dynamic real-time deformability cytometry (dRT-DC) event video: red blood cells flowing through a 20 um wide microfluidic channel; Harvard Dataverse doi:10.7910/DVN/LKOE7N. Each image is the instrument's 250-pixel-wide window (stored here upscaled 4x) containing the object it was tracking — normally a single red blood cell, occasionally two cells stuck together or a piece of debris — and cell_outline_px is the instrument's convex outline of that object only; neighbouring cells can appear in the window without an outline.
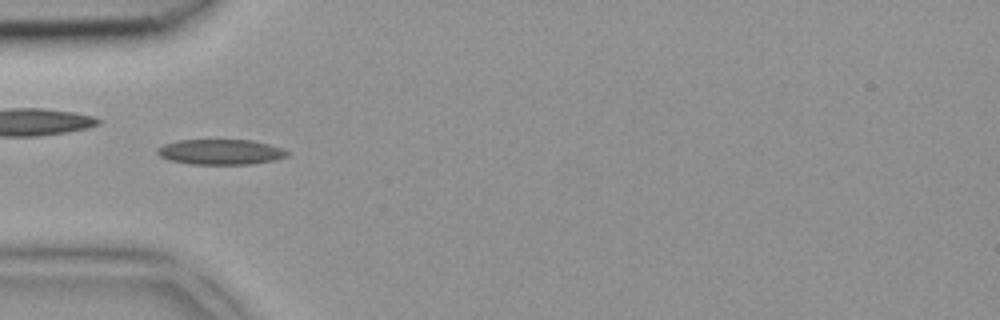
{"species": "common noctule bat (a hibernating species)", "species_latin": "Nyctalus noctula", "temperature_condition": "room temperature", "stored_images_in_passage": 3, "camera_frame_rate_fps": 3000, "um_per_image_px": 0.085, "animal": {"sex": "female", "body_mass_g": 18.4}, "frame": {"image": 1, "passage_image": 3, "time_ms": 0.667, "image_size_px": [1000, 320], "cell_outline_px": [[288, 156], [272, 160], [252, 164], [192, 164], [172, 160], [160, 156], [156, 152], [156, 148], [164, 144], [180, 140], [252, 140], [284, 148], [288, 152]], "centroid_in_image_um": [18.76, 12.91], "position_along_channel_um": 66.2, "area_um2": 19.02}}